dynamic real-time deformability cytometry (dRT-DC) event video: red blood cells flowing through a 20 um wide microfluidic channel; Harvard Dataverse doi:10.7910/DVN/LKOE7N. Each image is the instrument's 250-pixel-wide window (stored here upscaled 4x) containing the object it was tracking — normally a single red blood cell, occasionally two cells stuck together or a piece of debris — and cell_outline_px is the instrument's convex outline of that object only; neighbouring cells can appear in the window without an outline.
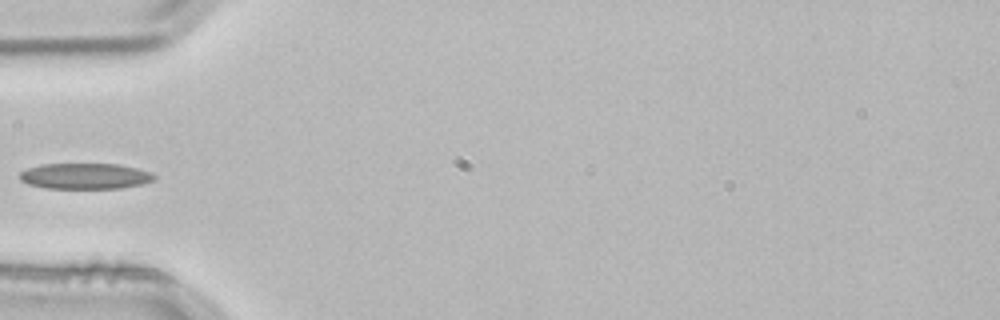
{"species": "common noctule bat (a hibernating species)", "species_latin": "Nyctalus noctula", "temperature_condition": "room temperature", "stored_images_in_passage": 3, "camera_frame_rate_fps": 3000, "um_per_image_px": 0.085, "animal": {"sex": "male", "body_mass_g": 21.5, "forearm_length_mm": 52.0}, "frame": {"image": 1, "passage_image": 3, "time_ms": 0.667, "image_size_px": [1000, 320], "cell_outline_px": [[156, 180], [140, 184], [120, 188], [44, 188], [28, 184], [20, 180], [20, 172], [28, 168], [40, 164], [120, 164], [152, 172], [156, 176]], "centroid_in_image_um": [7.24, 14.96], "position_along_channel_um": 77.8, "area_um2": 20.29}}